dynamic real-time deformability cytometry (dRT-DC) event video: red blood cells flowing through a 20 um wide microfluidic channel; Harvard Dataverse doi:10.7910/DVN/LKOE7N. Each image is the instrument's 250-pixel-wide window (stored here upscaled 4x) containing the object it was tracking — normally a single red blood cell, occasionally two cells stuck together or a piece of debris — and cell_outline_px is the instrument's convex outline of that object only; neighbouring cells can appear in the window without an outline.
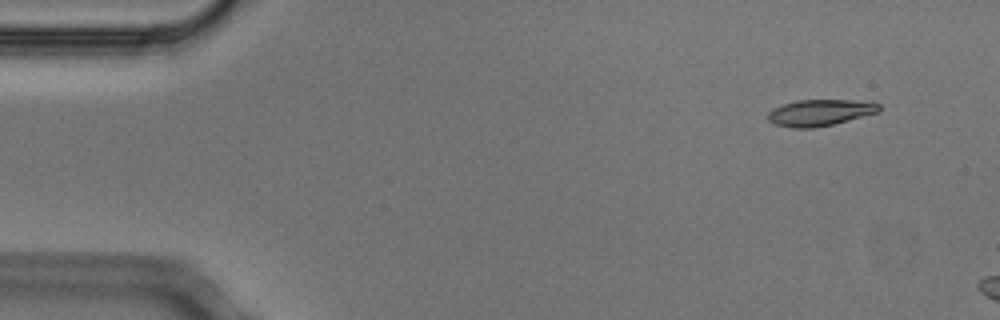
{"species": "Egyptian fruit bat (a non-hibernating species)", "species_latin": "Rousettus aegyptiacus", "temperature_condition": "cold", "stored_images_in_passage": 4, "camera_frame_rate_fps": 3000, "um_per_image_px": 0.085, "animal": {"sex": "male"}, "frame": {"image": 1, "passage_image": 2, "time_ms": 0.333, "image_size_px": [1000, 320], "cell_outline_px": [[880, 112], [832, 124], [812, 128], [792, 128], [776, 124], [768, 120], [768, 112], [772, 108], [796, 100], [852, 100], [880, 104]], "centroid_in_image_um": [69.68, 9.57], "position_along_channel_um": 15.3, "area_um2": 16.94}}